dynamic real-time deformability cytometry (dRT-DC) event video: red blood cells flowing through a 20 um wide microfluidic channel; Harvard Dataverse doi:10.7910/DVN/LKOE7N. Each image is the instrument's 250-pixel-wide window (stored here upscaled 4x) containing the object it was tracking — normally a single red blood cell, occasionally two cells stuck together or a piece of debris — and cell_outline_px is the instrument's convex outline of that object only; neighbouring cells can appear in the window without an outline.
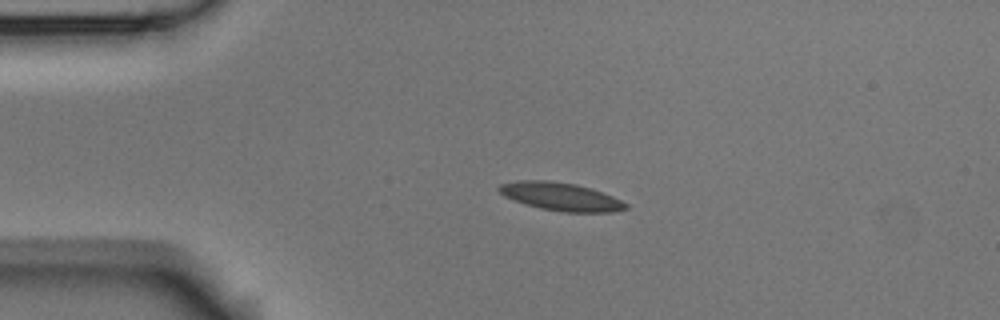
{"species": "Egyptian fruit bat (a non-hibernating species)", "species_latin": "Rousettus aegyptiacus", "temperature_condition": "room temperature", "stored_images_in_passage": 3, "camera_frame_rate_fps": 3000, "um_per_image_px": 0.085, "animal": {"sex": "male"}, "frame": {"image": 1, "passage_image": 3, "time_ms": 2.0, "image_size_px": [1000, 320], "cell_outline_px": [[628, 208], [612, 212], [564, 212], [540, 208], [524, 204], [504, 196], [496, 188], [500, 184], [516, 180], [548, 180], [576, 184], [592, 188], [612, 196], [628, 204]], "centroid_in_image_um": [47.64, 16.7], "position_along_channel_um": 37.4, "area_um2": 20.81}}